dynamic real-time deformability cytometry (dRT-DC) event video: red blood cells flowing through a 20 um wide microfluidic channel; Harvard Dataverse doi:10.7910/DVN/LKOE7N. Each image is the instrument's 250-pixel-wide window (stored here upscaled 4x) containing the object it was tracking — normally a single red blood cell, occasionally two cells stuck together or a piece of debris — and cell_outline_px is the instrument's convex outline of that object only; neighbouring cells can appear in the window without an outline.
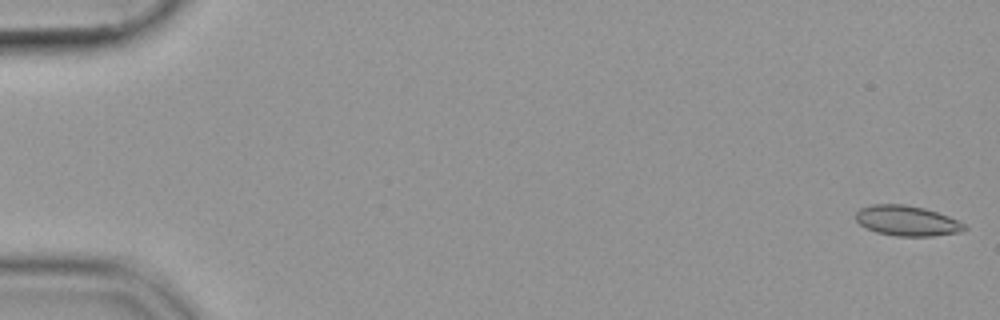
{"species": "common noctule bat (a hibernating species)", "species_latin": "Nyctalus noctula", "temperature_condition": "cold", "stored_images_in_passage": 54, "camera_frame_rate_fps": 3000, "um_per_image_px": 0.085, "animal": {"sex": "female", "body_mass_g": 19.9}, "frame": {"image": 1, "passage_image": 1, "time_ms": 0.0, "image_size_px": [1000, 320], "cell_outline_px": [[968, 228], [960, 232], [932, 236], [896, 236], [876, 232], [860, 224], [856, 220], [856, 212], [860, 208], [872, 204], [904, 204], [924, 208], [948, 216], [964, 224]], "centroid_in_image_um": [77.08, 18.76], "position_along_channel_um": 7.9, "area_um2": 19.02}}
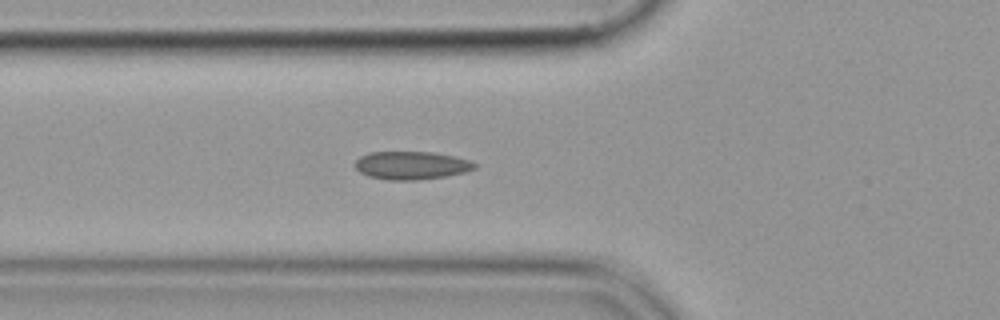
{"frame": {"image": 2, "passage_image": 20, "time_ms": 6.333, "image_size_px": [1000, 320], "cell_outline_px": [[476, 168], [464, 172], [444, 176], [416, 180], [388, 180], [368, 176], [360, 172], [356, 168], [356, 160], [360, 156], [368, 152], [432, 152], [472, 160], [476, 164]], "centroid_in_image_um": [34.96, 14.05], "position_along_channel_um": 90.8, "area_um2": 19.48}}
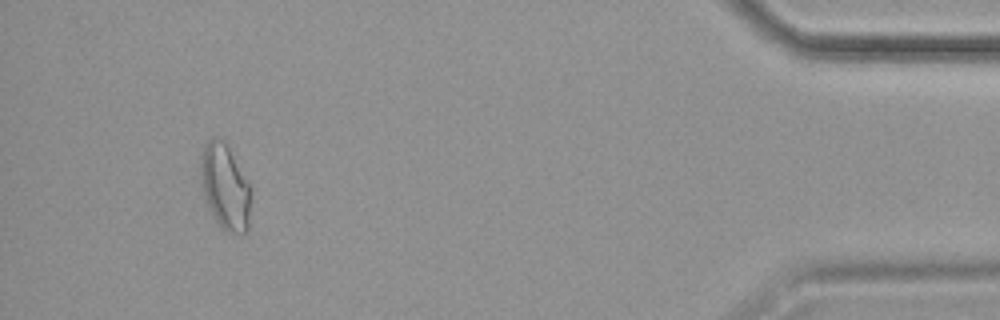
{"frame": {"image": 3, "passage_image": 51, "time_ms": 16.667, "image_size_px": [1000, 320], "cell_outline_px": [[252, 188], [248, 228], [244, 232], [228, 232], [216, 220], [208, 208], [200, 176], [200, 160], [204, 148], [208, 140], [212, 136], [216, 136], [224, 140]], "centroid_in_image_um": [19.14, 15.85], "position_along_channel_um": 416.1, "area_um2": 24.85}}